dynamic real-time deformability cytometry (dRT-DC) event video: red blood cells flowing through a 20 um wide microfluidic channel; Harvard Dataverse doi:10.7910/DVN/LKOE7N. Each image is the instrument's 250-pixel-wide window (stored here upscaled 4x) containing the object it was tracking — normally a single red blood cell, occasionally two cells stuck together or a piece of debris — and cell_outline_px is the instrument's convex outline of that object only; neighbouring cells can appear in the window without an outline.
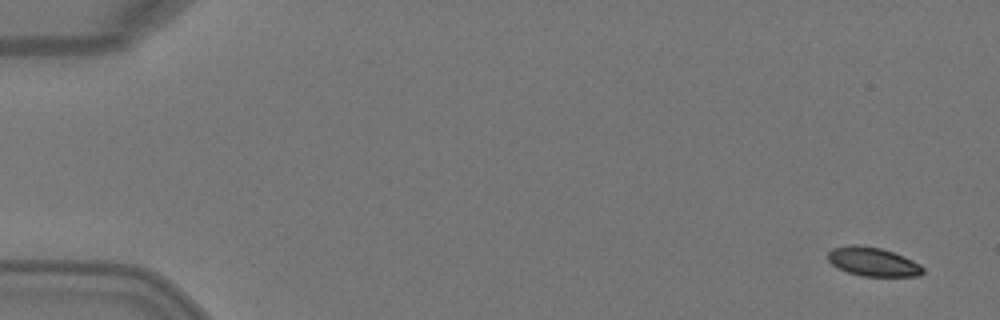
{"species": "Egyptian fruit bat (a non-hibernating species)", "species_latin": "Rousettus aegyptiacus", "temperature_condition": "warm", "stored_images_in_passage": 4, "camera_frame_rate_fps": 3000, "um_per_image_px": 0.085, "animal": {"sex": "female"}, "frame": {"image": 1, "passage_image": 1, "time_ms": 0.0, "image_size_px": [1000, 320], "cell_outline_px": [[924, 272], [920, 276], [860, 276], [848, 272], [832, 264], [828, 260], [828, 252], [832, 248], [852, 244], [856, 244], [880, 248], [904, 256], [920, 264], [924, 268]], "centroid_in_image_um": [74.21, 22.25], "position_along_channel_um": 10.8, "area_um2": 15.95}}
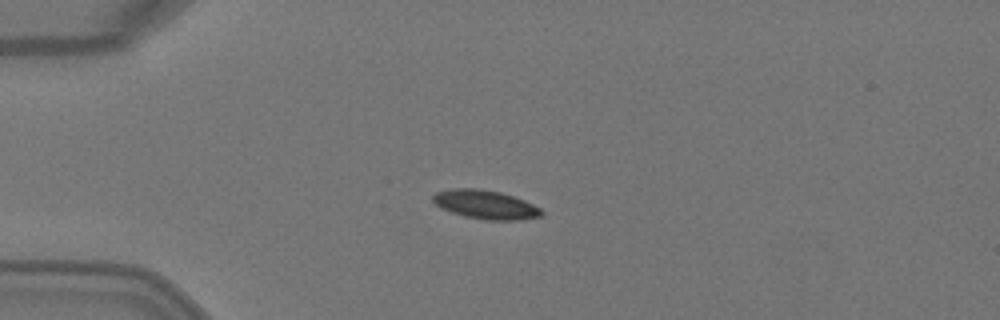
{"frame": {"image": 2, "passage_image": 4, "time_ms": 1.0, "image_size_px": [1000, 320], "cell_outline_px": [[544, 212], [540, 216], [524, 220], [484, 220], [464, 216], [440, 208], [432, 200], [432, 196], [436, 192], [452, 188], [476, 188], [500, 192], [524, 200], [540, 208]], "centroid_in_image_um": [41.26, 17.39], "position_along_channel_um": 43.7, "area_um2": 18.26}}